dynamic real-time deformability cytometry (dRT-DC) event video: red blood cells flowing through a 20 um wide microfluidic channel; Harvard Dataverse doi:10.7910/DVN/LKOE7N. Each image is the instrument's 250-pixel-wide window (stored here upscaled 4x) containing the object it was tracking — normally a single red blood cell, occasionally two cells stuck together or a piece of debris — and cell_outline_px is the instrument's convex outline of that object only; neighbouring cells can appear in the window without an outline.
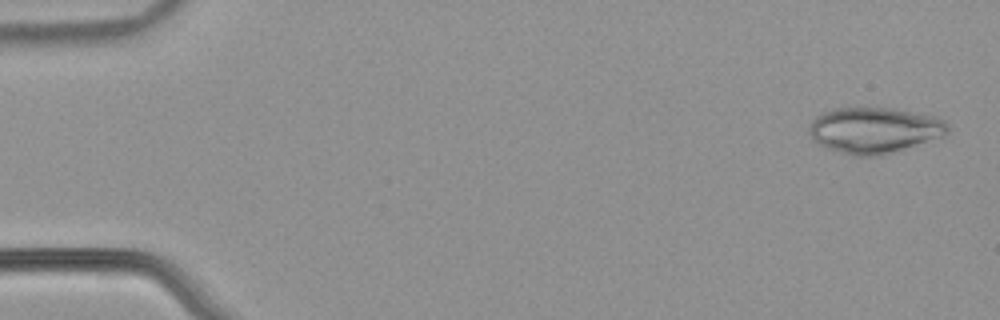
{"species": "common noctule bat (a hibernating species)", "species_latin": "Nyctalus noctula", "temperature_condition": "warm", "stored_images_in_passage": 53, "camera_frame_rate_fps": 3000, "um_per_image_px": 0.085, "animal": {"sex": "male", "body_mass_g": 21.5, "forearm_length_mm": 52.0}, "frame": {"image": 1, "passage_image": 2, "time_ms": 0.333, "image_size_px": [1000, 320], "cell_outline_px": [[948, 132], [944, 136], [880, 156], [852, 156], [828, 148], [812, 140], [808, 132], [808, 128], [812, 120], [816, 116], [832, 108], [892, 108], [932, 116], [944, 120], [948, 124]], "centroid_in_image_um": [74.28, 11.07], "position_along_channel_um": 10.7, "area_um2": 36.99}}
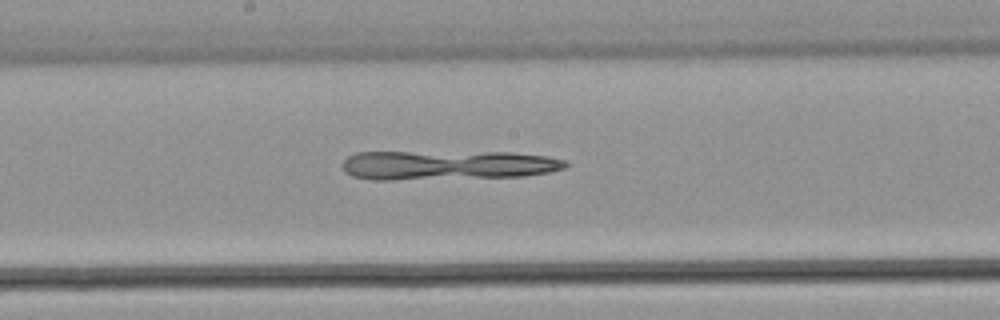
{"frame": {"image": 2, "passage_image": 29, "time_ms": 9.333, "image_size_px": [1000, 320], "cell_outline_px": [[568, 164], [564, 168], [548, 172], [524, 176], [396, 180], [372, 180], [352, 176], [344, 168], [344, 160], [348, 156], [356, 152], [512, 152], [548, 156], [564, 160]], "centroid_in_image_um": [38.04, 14.03], "position_along_channel_um": 210.2, "area_um2": 38.32}}
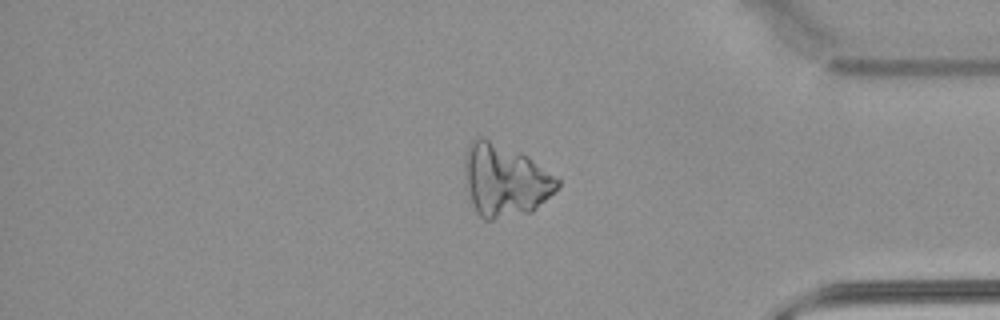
{"frame": {"image": 3, "passage_image": 45, "time_ms": 14.667, "image_size_px": [1000, 320], "cell_outline_px": [[560, 184], [532, 212], [492, 220], [484, 220], [476, 212], [468, 188], [464, 172], [464, 160], [468, 144], [476, 136], [484, 136], [520, 152], [528, 156], [560, 180]], "centroid_in_image_um": [42.89, 15.29], "position_along_channel_um": 392.3, "area_um2": 38.9}}